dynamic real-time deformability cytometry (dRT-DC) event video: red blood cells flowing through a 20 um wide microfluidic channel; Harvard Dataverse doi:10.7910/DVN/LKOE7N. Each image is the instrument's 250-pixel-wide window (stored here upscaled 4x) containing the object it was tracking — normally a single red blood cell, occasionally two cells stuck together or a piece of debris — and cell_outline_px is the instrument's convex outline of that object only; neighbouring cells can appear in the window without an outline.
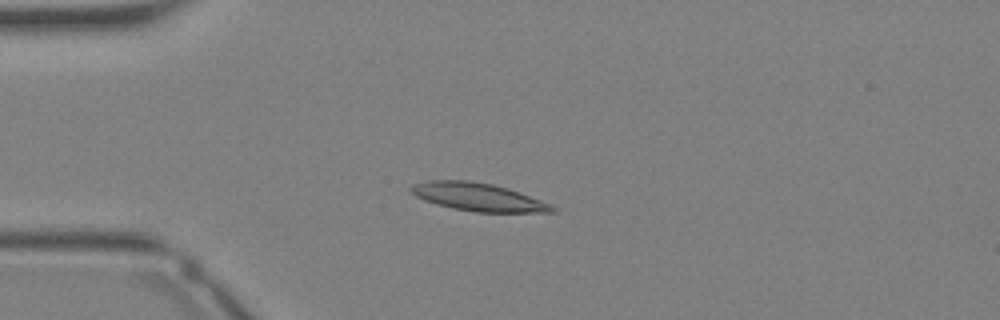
{"species": "Egyptian fruit bat (a non-hibernating species)", "species_latin": "Rousettus aegyptiacus", "temperature_condition": "warm", "stored_images_in_passage": 35, "camera_frame_rate_fps": 3000, "um_per_image_px": 0.085, "animal": {"sex": "female"}, "frame": {"image": 1, "passage_image": 9, "time_ms": 2.667, "image_size_px": [1000, 320], "cell_outline_px": [[556, 212], [476, 212], [452, 208], [424, 200], [416, 196], [412, 192], [412, 184], [428, 180], [472, 180], [492, 184], [508, 188], [552, 204], [556, 208]], "centroid_in_image_um": [40.67, 16.74], "position_along_channel_um": 44.3, "area_um2": 22.95}}
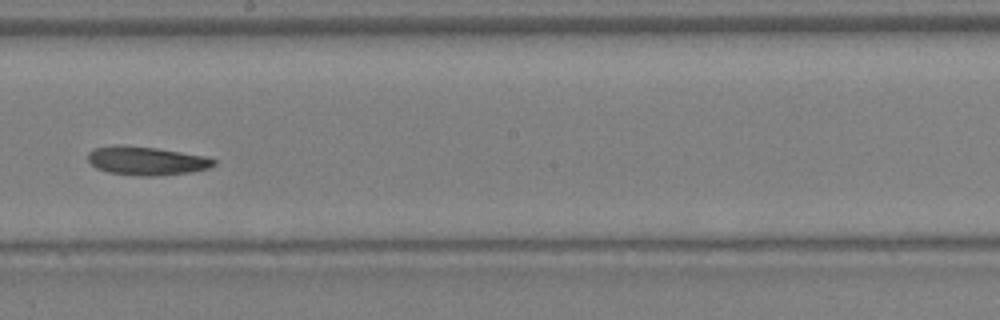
{"frame": {"image": 2, "passage_image": 20, "time_ms": 6.333, "image_size_px": [1000, 320], "cell_outline_px": [[216, 164], [208, 168], [188, 172], [156, 176], [140, 176], [108, 172], [96, 168], [88, 160], [88, 152], [92, 148], [112, 144], [120, 144], [156, 148], [204, 156], [216, 160]], "centroid_in_image_um": [12.38, 13.65], "position_along_channel_um": 235.8, "area_um2": 21.04}}
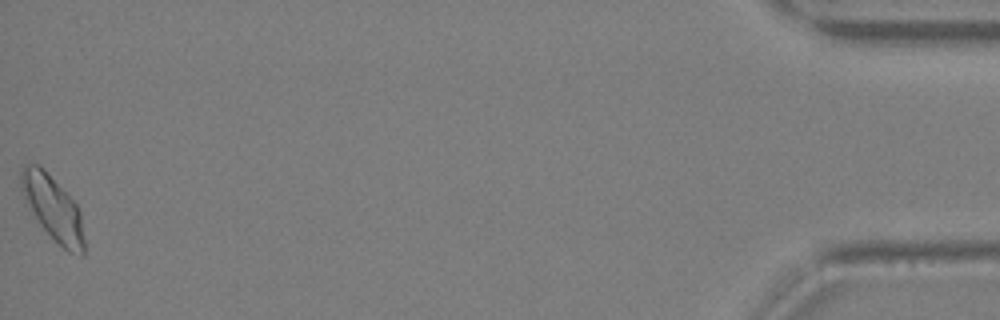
{"frame": {"image": 3, "passage_image": 35, "time_ms": 11.333, "image_size_px": [1000, 320], "cell_outline_px": [[84, 256], [80, 256], [68, 252], [40, 224], [24, 200], [20, 188], [20, 172], [24, 164], [36, 164], [44, 168], [76, 204], [80, 212], [84, 240]], "centroid_in_image_um": [4.48, 17.67], "position_along_channel_um": 430.7, "area_um2": 23.47}}